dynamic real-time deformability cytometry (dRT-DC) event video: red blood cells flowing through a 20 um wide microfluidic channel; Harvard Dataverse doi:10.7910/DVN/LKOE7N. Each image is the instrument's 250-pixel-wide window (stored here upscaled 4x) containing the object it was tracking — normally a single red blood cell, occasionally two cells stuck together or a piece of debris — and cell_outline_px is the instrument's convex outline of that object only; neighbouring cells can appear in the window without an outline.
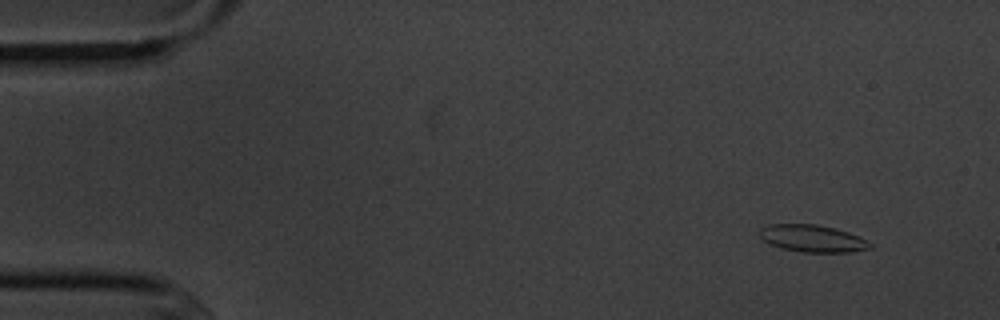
{"species": "common noctule bat (a hibernating species)", "species_latin": "Nyctalus noctula", "temperature_condition": "cold", "stored_images_in_passage": 4, "camera_frame_rate_fps": 3000, "um_per_image_px": 0.085, "animal": {"sex": "male", "body_mass_g": 20.1, "forearm_length_mm": 53.5}, "frame": {"image": 1, "passage_image": 1, "time_ms": 0.0, "image_size_px": [1000, 320], "cell_outline_px": [[872, 248], [852, 252], [804, 252], [780, 248], [764, 240], [760, 236], [760, 228], [768, 224], [816, 224], [836, 228], [848, 232], [872, 244]], "centroid_in_image_um": [69.05, 20.26], "position_along_channel_um": 16.0, "area_um2": 17.34}}